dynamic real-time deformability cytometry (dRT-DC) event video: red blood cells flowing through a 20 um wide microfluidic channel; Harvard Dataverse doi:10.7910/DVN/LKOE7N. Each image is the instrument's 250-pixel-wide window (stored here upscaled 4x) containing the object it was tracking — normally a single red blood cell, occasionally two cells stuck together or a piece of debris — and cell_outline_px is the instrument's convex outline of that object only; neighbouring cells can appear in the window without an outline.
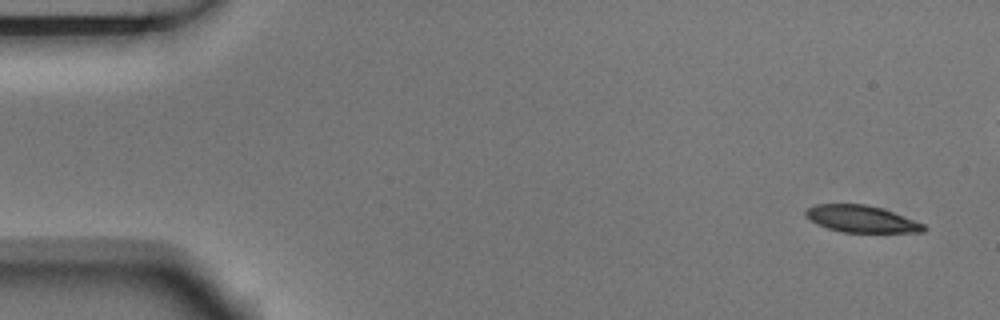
{"species": "Egyptian fruit bat (a non-hibernating species)", "species_latin": "Rousettus aegyptiacus", "temperature_condition": "room temperature", "stored_images_in_passage": 6, "camera_frame_rate_fps": 3000, "um_per_image_px": 0.085, "animal": {"sex": "male"}, "frame": {"image": 1, "passage_image": 1, "time_ms": 0.0, "image_size_px": [1000, 320], "cell_outline_px": [[928, 228], [924, 232], [840, 232], [816, 224], [804, 216], [804, 212], [808, 208], [816, 204], [864, 204], [880, 208], [892, 212], [924, 224]], "centroid_in_image_um": [73.18, 18.62], "position_along_channel_um": 11.8, "area_um2": 18.38}}
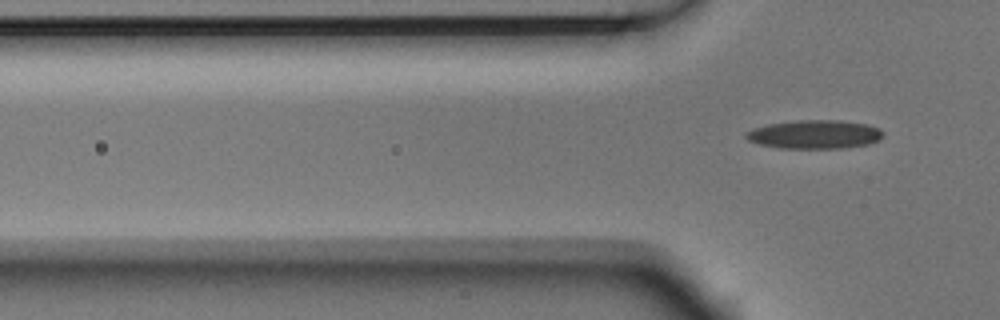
{"frame": {"image": 2, "passage_image": 6, "time_ms": 1.667, "image_size_px": [1000, 320], "cell_outline_px": [[884, 136], [880, 140], [868, 144], [840, 148], [780, 148], [760, 144], [748, 140], [744, 136], [744, 132], [752, 128], [768, 124], [796, 120], [840, 120], [868, 124], [880, 128]], "centroid_in_image_um": [69.24, 11.41], "position_along_channel_um": 56.6, "area_um2": 23.06}}